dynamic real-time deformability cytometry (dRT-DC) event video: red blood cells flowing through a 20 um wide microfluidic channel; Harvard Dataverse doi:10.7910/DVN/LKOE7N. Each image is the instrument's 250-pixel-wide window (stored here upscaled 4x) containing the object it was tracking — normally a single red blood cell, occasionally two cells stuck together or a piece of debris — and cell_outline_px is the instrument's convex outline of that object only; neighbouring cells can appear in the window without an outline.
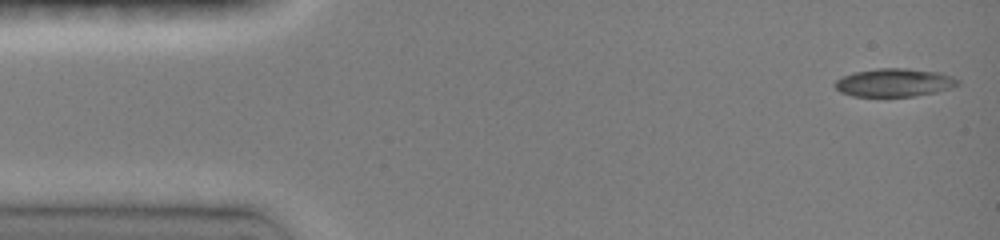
{"species": "common noctule bat (a hibernating species)", "species_latin": "Nyctalus noctula", "temperature_condition": "room temperature", "stored_images_in_passage": 32, "camera_frame_rate_fps": 3000, "um_per_image_px": 0.085, "animal": {"sex": "female", "body_mass_g": 19.0, "forearm_length_mm": 51.5}, "frame": {"image": 1, "passage_image": 1, "time_ms": 0.0, "image_size_px": [1000, 240], "cell_outline_px": [[960, 84], [936, 92], [912, 96], [852, 96], [840, 92], [836, 88], [836, 80], [852, 72], [876, 68], [904, 68], [940, 72], [952, 76], [960, 80]], "centroid_in_image_um": [76.02, 7.01], "position_along_channel_um": 9.0, "area_um2": 20.11}}
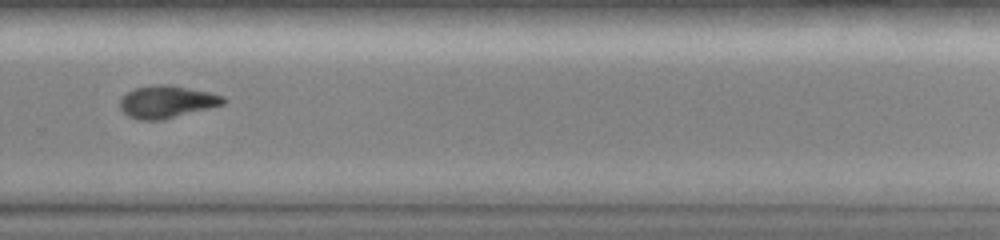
{"frame": {"image": 2, "passage_image": 20, "time_ms": 10.333, "image_size_px": [1000, 240], "cell_outline_px": [[228, 100], [224, 104], [164, 120], [140, 120], [128, 116], [120, 108], [120, 100], [128, 92], [136, 88], [156, 84], [172, 84], [208, 92], [224, 96]], "centroid_in_image_um": [14.2, 8.65], "position_along_channel_um": 315.6, "area_um2": 19.54}}
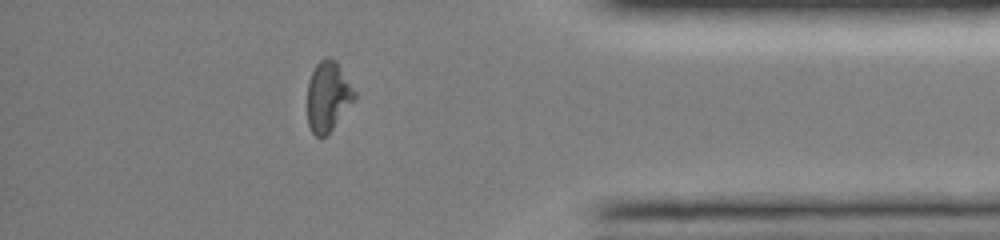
{"frame": {"image": 3, "passage_image": 26, "time_ms": 13.0, "image_size_px": [1000, 240], "cell_outline_px": [[356, 96], [332, 128], [320, 140], [312, 132], [308, 124], [308, 80], [316, 64], [324, 56], [328, 56], [336, 60], [356, 92]], "centroid_in_image_um": [27.85, 8.16], "position_along_channel_um": 407.3, "area_um2": 19.02}, "authors_computed_cell_mechanics": {"area_um2": 20.0277, "velocity_mm_per_s": 4.0458, "shape_relaxation_time_tau1_ms": null, "shape_relaxation_time_tau2_ms": 7.2502, "deformation_change_tau1": null, "deformation_change_tau2": 0.1174}}